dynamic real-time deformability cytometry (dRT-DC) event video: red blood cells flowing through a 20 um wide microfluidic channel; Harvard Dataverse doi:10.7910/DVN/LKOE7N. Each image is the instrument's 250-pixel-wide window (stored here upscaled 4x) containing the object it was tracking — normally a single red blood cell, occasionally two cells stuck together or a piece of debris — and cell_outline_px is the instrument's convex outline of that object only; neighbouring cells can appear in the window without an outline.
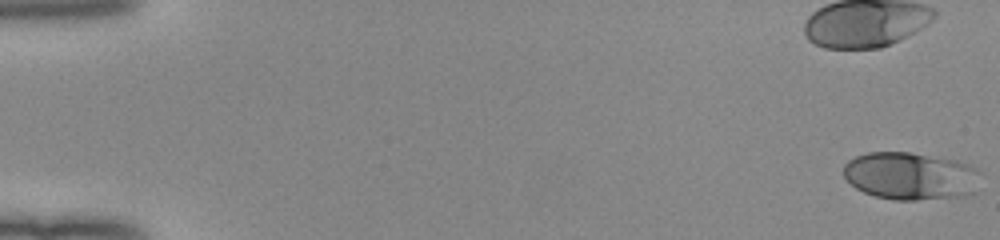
{"species": "human", "species_latin": "Homo sapiens", "temperature_condition": "room temperature", "stored_images_in_passage": 53, "camera_frame_rate_fps": 3000, "um_per_image_px": 0.085, "donor": {"sex": "female"}, "frame": {"image": 1, "passage_image": 1, "time_ms": 0.0, "image_size_px": [1000, 240], "cell_outline_px": [[980, 172], [972, 192], [956, 196], [916, 200], [896, 200], [876, 196], [864, 192], [856, 188], [844, 176], [844, 164], [848, 160], [856, 156], [868, 152], [908, 152], [956, 160], [968, 164], [976, 168]], "centroid_in_image_um": [77.34, 14.94], "position_along_channel_um": 7.7, "area_um2": 37.51}}
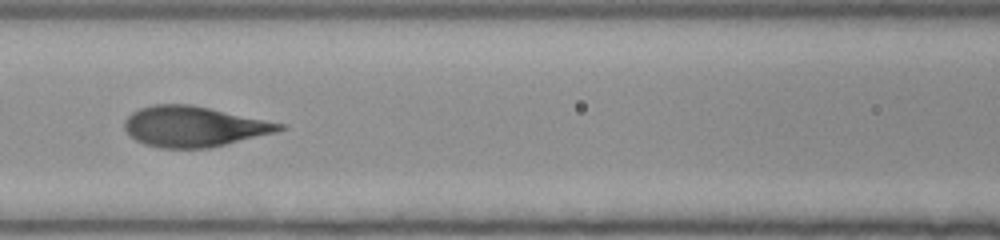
{"frame": {"image": 2, "passage_image": 25, "time_ms": 8.0, "image_size_px": [1000, 240], "cell_outline_px": [[288, 128], [276, 132], [208, 148], [160, 148], [144, 144], [136, 140], [124, 128], [124, 120], [132, 112], [140, 108], [152, 104], [192, 104], [288, 124]], "centroid_in_image_um": [16.51, 10.74], "position_along_channel_um": 150.1, "area_um2": 36.7}}
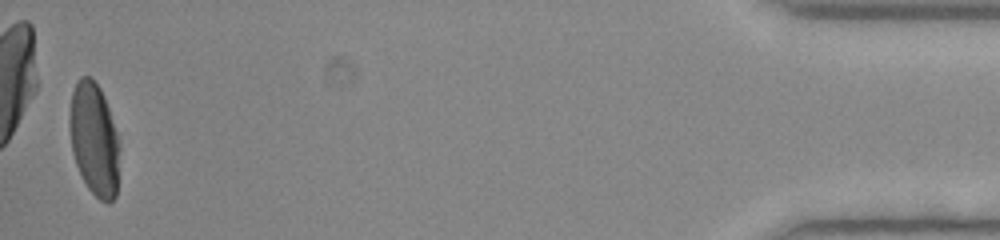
{"frame": {"image": 3, "passage_image": 52, "time_ms": 17.0, "image_size_px": [1000, 240], "cell_outline_px": [[120, 148], [116, 196], [108, 204], [100, 200], [88, 188], [76, 164], [72, 152], [68, 124], [68, 120], [72, 92], [80, 76], [88, 76], [100, 88], [104, 96], [120, 140]], "centroid_in_image_um": [8.01, 11.85], "position_along_channel_um": 427.2, "area_um2": 33.12}, "authors_computed_cell_mechanics": {"area_um2": 36.414, "velocity_mm_per_s": 3.9946, "shape_relaxation_time_tau1_ms": 3.3596, "shape_relaxation_time_tau2_ms": null, "deformation_change_tau1": 0.1913, "deformation_change_tau2": null}}